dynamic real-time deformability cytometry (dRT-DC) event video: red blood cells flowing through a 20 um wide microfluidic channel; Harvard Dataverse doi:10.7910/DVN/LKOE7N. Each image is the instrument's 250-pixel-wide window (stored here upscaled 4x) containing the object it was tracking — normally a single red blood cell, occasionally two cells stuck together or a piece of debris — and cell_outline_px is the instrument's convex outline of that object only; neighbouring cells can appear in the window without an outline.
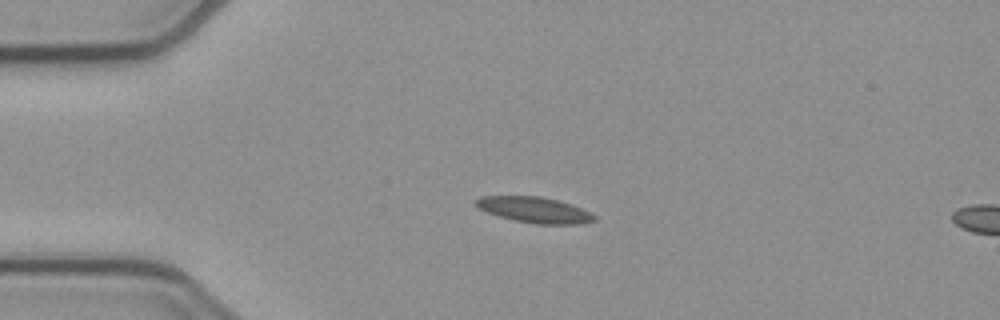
{"species": "common noctule bat (a hibernating species)", "species_latin": "Nyctalus noctula", "temperature_condition": "cold", "stored_images_in_passage": 16, "camera_frame_rate_fps": 3000, "um_per_image_px": 0.085, "animal": {"sex": "female", "body_mass_g": 21.9}, "frame": {"image": 1, "passage_image": 12, "time_ms": 3.667, "image_size_px": [1000, 320], "cell_outline_px": [[596, 220], [584, 224], [536, 224], [512, 220], [488, 212], [472, 204], [472, 200], [480, 196], [540, 196], [572, 204], [592, 212], [596, 216]], "centroid_in_image_um": [45.44, 17.84], "position_along_channel_um": 39.6, "area_um2": 18.03}}